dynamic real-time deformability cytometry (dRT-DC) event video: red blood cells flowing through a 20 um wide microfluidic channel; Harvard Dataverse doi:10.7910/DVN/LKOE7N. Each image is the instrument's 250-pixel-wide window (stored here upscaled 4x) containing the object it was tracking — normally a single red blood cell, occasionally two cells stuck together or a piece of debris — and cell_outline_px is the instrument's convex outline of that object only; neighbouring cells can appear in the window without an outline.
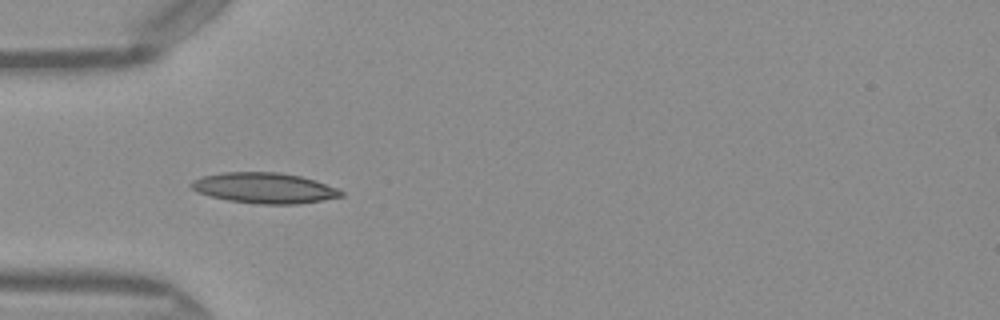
{"species": "Egyptian fruit bat (a non-hibernating species)", "species_latin": "Rousettus aegyptiacus", "temperature_condition": "warm", "stored_images_in_passage": 35, "camera_frame_rate_fps": 3000, "um_per_image_px": 0.085, "frame": {"image": 1, "passage_image": 1, "time_ms": 0.0, "image_size_px": [1000, 320], "cell_outline_px": [[344, 196], [324, 200], [296, 204], [256, 204], [228, 200], [196, 192], [188, 184], [192, 180], [204, 176], [224, 172], [280, 172], [300, 176], [316, 180], [336, 188], [344, 192]], "centroid_in_image_um": [22.48, 15.98], "position_along_channel_um": 62.5, "area_um2": 26.76}}
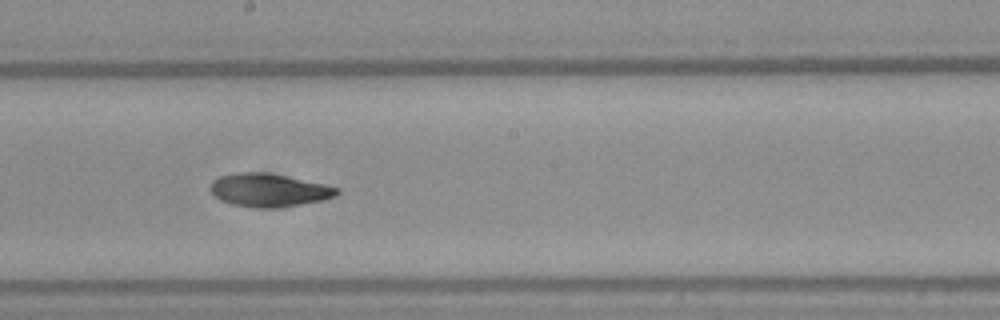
{"frame": {"image": 2, "passage_image": 13, "time_ms": 4.0, "image_size_px": [1000, 320], "cell_outline_px": [[340, 192], [336, 196], [324, 200], [276, 208], [256, 208], [232, 204], [220, 200], [212, 192], [212, 180], [220, 176], [240, 172], [264, 172], [324, 184], [340, 188]], "centroid_in_image_um": [22.88, 16.17], "position_along_channel_um": 225.3, "area_um2": 24.22}}
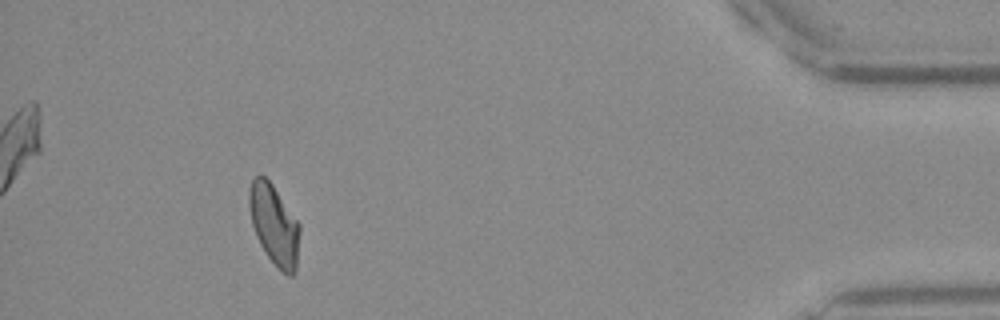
{"frame": {"image": 3, "passage_image": 31, "time_ms": 10.0, "image_size_px": [1000, 320], "cell_outline_px": [[300, 232], [296, 268], [292, 276], [288, 276], [268, 256], [260, 244], [256, 236], [252, 224], [248, 204], [248, 192], [252, 180], [256, 176], [264, 176], [272, 184], [300, 224]], "centroid_in_image_um": [23.3, 19.08], "position_along_channel_um": 411.9, "area_um2": 23.35}, "authors_computed_cell_mechanics": {"area_um2": 23.6402, "velocity_mm_per_s": 4.0981, "shape_relaxation_time_tau1_ms": null, "shape_relaxation_time_tau2_ms": 3.595, "deformation_change_tau1": null, "deformation_change_tau2": 0.104}}